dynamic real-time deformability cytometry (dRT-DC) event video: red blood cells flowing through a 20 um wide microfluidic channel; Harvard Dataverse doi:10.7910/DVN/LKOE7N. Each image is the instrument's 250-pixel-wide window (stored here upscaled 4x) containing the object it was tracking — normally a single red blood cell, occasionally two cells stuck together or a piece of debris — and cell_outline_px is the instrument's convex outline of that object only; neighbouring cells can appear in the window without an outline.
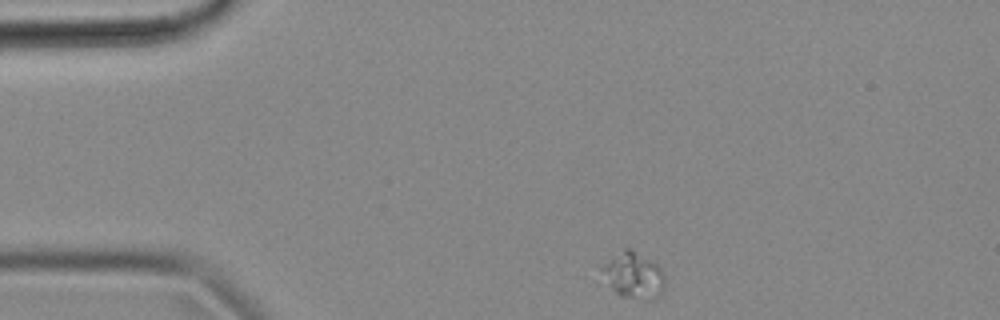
{"species": "common noctule bat (a hibernating species)", "species_latin": "Nyctalus noctula", "temperature_condition": "cold", "stored_images_in_passage": 48, "camera_frame_rate_fps": 3000, "um_per_image_px": 0.085, "animal": {"sex": "female", "body_mass_g": 18.4}, "frame": {"image": 1, "passage_image": 1, "time_ms": 0.0, "image_size_px": [1000, 320], "cell_outline_px": [[664, 288], [656, 300], [620, 296], [608, 284], [600, 268], [624, 248], [628, 248], [652, 260], [664, 272]], "centroid_in_image_um": [53.89, 23.42], "position_along_channel_um": 31.1, "area_um2": 16.59}}
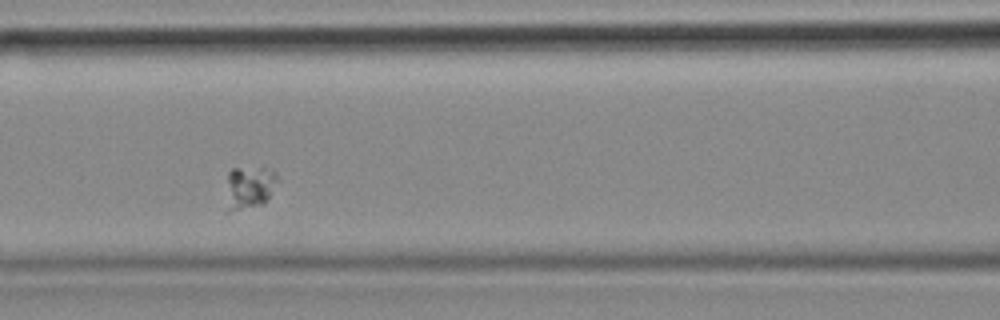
{"frame": {"image": 2, "passage_image": 15, "time_ms": 4.667, "image_size_px": [1000, 320], "cell_outline_px": [[276, 176], [268, 200], [264, 204], [240, 208], [232, 208], [228, 180], [228, 172], [232, 168], [272, 168], [276, 172]], "centroid_in_image_um": [21.28, 15.82], "position_along_channel_um": 145.3, "area_um2": 11.68}}
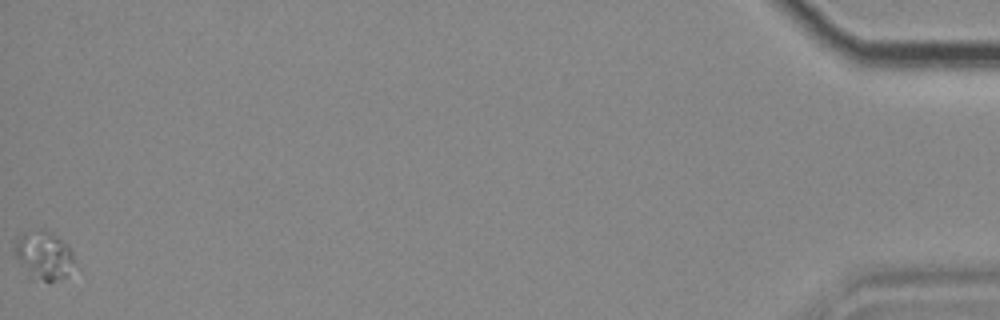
{"frame": {"image": 3, "passage_image": 48, "time_ms": 15.667, "image_size_px": [1000, 320], "cell_outline_px": [[72, 268], [64, 276], [48, 284], [20, 260], [16, 256], [16, 240], [24, 232], [40, 228], [44, 228], [68, 244], [72, 252]], "centroid_in_image_um": [3.79, 21.61], "position_along_channel_um": 431.4, "area_um2": 15.66}}